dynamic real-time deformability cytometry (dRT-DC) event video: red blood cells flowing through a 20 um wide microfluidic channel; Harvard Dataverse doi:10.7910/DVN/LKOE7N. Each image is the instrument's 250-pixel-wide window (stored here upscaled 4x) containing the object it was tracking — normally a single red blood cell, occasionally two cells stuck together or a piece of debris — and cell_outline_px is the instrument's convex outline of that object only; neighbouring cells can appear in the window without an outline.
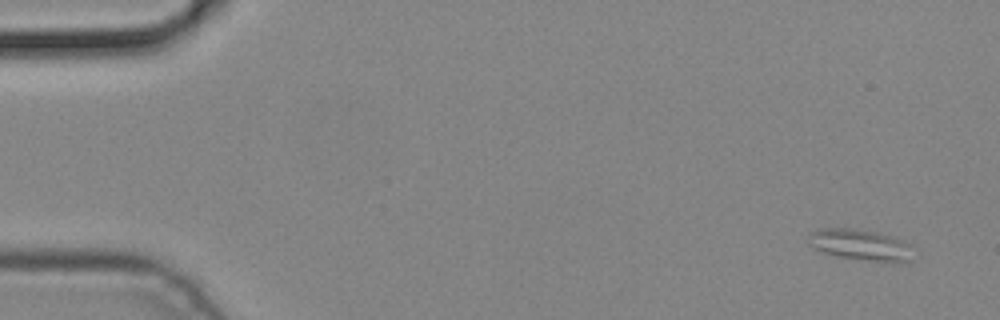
{"species": "common noctule bat (a hibernating species)", "species_latin": "Nyctalus noctula", "temperature_condition": "cold", "stored_images_in_passage": 4, "camera_frame_rate_fps": 3000, "um_per_image_px": 0.085, "animal": {"sex": "male", "body_mass_g": 19.2, "forearm_length_mm": 51.8}, "frame": {"image": 1, "passage_image": 1, "time_ms": 0.0, "image_size_px": [1000, 320], "cell_outline_px": [[912, 260], [892, 264], [836, 256], [812, 248], [808, 244], [808, 232], [816, 228], [848, 228], [872, 232], [888, 236], [912, 244]], "centroid_in_image_um": [73.11, 20.84], "position_along_channel_um": 11.9, "area_um2": 19.31}}